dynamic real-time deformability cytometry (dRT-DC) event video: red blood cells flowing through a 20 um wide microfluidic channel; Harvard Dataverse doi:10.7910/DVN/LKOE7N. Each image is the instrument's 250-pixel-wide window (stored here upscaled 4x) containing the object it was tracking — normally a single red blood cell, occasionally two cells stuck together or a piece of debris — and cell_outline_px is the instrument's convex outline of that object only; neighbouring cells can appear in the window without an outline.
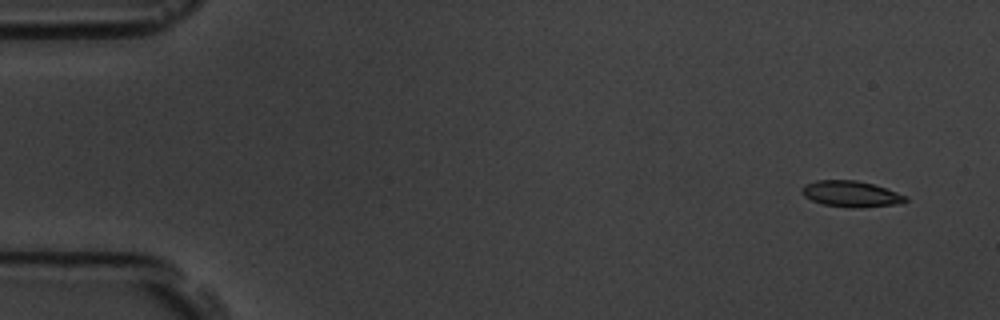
{"species": "common noctule bat (a hibernating species)", "species_latin": "Nyctalus noctula", "temperature_condition": "room temperature", "stored_images_in_passage": 6, "camera_frame_rate_fps": 3000, "um_per_image_px": 0.085, "animal": {"sex": "male", "body_mass_g": 19.5, "forearm_length_mm": 54.6}, "frame": {"image": 1, "passage_image": 1, "time_ms": 0.0, "image_size_px": [1000, 320], "cell_outline_px": [[908, 200], [904, 204], [860, 208], [848, 208], [824, 204], [812, 200], [804, 196], [800, 192], [800, 188], [804, 184], [816, 180], [856, 180], [872, 184], [908, 196]], "centroid_in_image_um": [72.35, 16.49], "position_along_channel_um": 12.7, "area_um2": 16.01}}
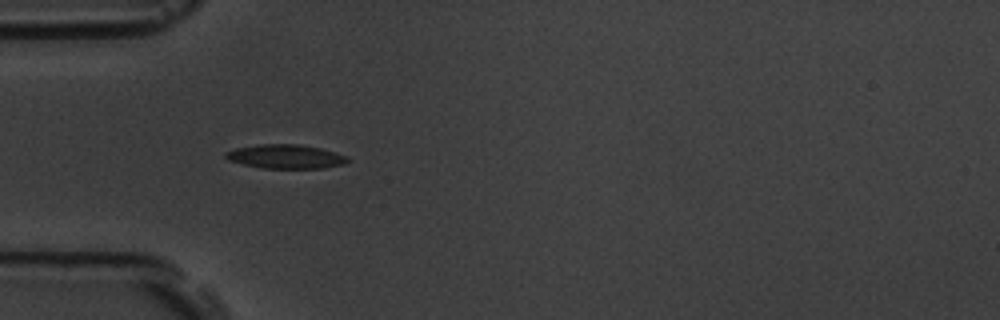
{"frame": {"image": 2, "passage_image": 5, "time_ms": 4.667, "image_size_px": [1000, 320], "cell_outline_px": [[352, 160], [344, 164], [324, 168], [264, 168], [244, 164], [228, 160], [224, 156], [224, 152], [236, 148], [260, 144], [300, 144], [320, 148], [348, 156]], "centroid_in_image_um": [24.31, 13.3], "position_along_channel_um": 60.7, "area_um2": 17.11}}
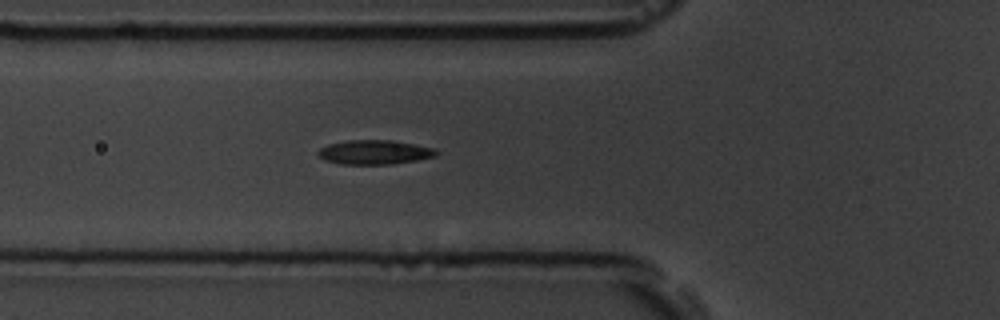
{"frame": {"image": 3, "passage_image": 6, "time_ms": 5.667, "image_size_px": [1000, 320], "cell_outline_px": [[440, 152], [436, 156], [416, 160], [392, 164], [340, 164], [324, 160], [316, 152], [320, 148], [328, 144], [348, 140], [392, 140], [436, 148]], "centroid_in_image_um": [31.85, 12.93], "position_along_channel_um": 94.0, "area_um2": 16.82}}